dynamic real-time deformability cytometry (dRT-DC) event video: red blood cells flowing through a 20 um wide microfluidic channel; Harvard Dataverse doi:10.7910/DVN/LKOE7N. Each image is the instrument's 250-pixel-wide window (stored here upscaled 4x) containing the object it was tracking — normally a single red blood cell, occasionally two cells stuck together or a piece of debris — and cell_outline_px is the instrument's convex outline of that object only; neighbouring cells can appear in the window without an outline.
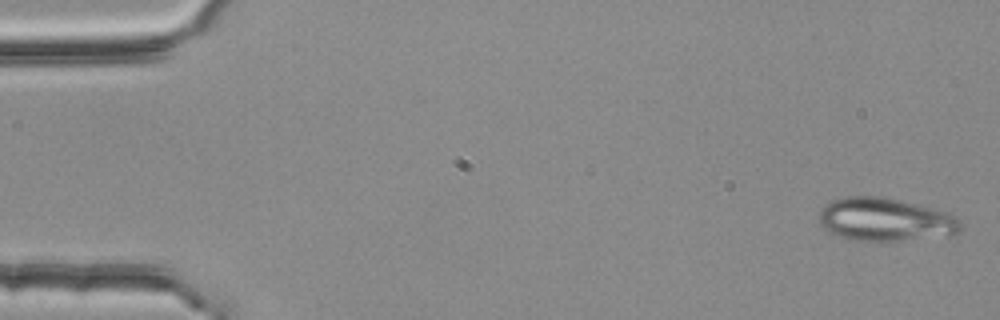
{"species": "common noctule bat (a hibernating species)", "species_latin": "Nyctalus noctula", "temperature_condition": "room temperature", "stored_images_in_passage": 4, "camera_frame_rate_fps": 3000, "um_per_image_px": 0.085, "animal": {"sex": "female", "body_mass_g": 25.1}, "frame": {"image": 1, "passage_image": 1, "time_ms": 0.0, "image_size_px": [1000, 320], "cell_outline_px": [[964, 228], [956, 236], [900, 240], [856, 240], [840, 236], [828, 232], [820, 224], [820, 212], [832, 200], [844, 196], [880, 196], [900, 200], [944, 212], [952, 216]], "centroid_in_image_um": [75.27, 18.67], "position_along_channel_um": 9.7, "area_um2": 35.26}}